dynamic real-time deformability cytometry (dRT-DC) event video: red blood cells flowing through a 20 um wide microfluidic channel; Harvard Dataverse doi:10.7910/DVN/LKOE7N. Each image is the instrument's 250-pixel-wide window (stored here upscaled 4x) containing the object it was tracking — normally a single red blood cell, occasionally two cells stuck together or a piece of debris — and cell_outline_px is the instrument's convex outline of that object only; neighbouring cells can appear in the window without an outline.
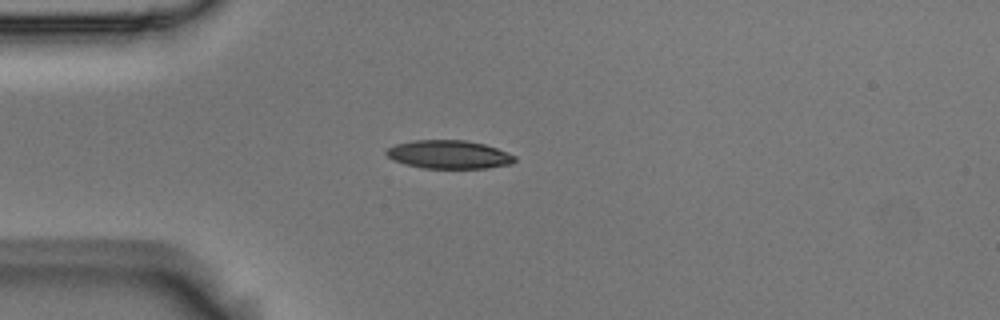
{"species": "Egyptian fruit bat (a non-hibernating species)", "species_latin": "Rousettus aegyptiacus", "temperature_condition": "room temperature", "stored_images_in_passage": 41, "camera_frame_rate_fps": 3000, "um_per_image_px": 0.085, "animal": {"sex": "male"}, "frame": {"image": 1, "passage_image": 1, "time_ms": 0.0, "image_size_px": [1000, 320], "cell_outline_px": [[516, 160], [512, 164], [488, 168], [424, 168], [404, 164], [388, 156], [384, 152], [388, 148], [396, 144], [412, 140], [464, 140], [484, 144], [496, 148], [516, 156]], "centroid_in_image_um": [38.17, 13.13], "position_along_channel_um": 46.8, "area_um2": 21.15}}
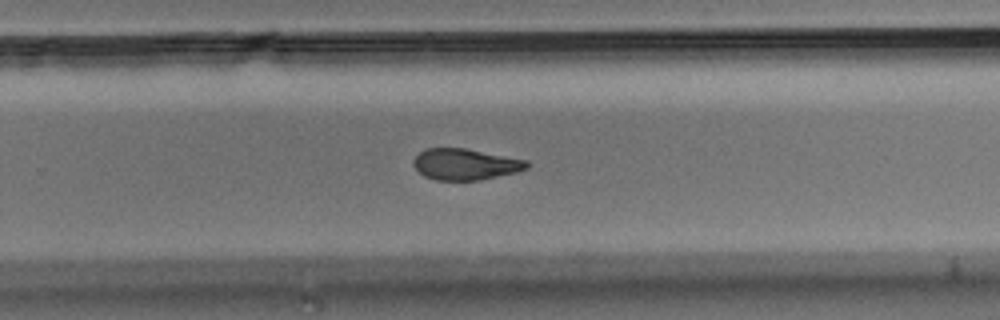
{"frame": {"image": 2, "passage_image": 22, "time_ms": 7.0, "image_size_px": [1000, 320], "cell_outline_px": [[528, 168], [516, 172], [480, 180], [436, 180], [424, 176], [412, 164], [412, 160], [424, 148], [464, 148], [528, 160]], "centroid_in_image_um": [39.53, 13.96], "position_along_channel_um": 290.3, "area_um2": 20.58}}
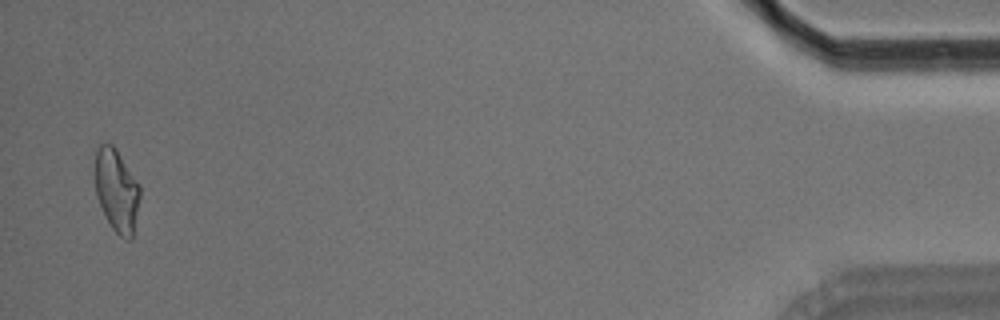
{"frame": {"image": 3, "passage_image": 40, "time_ms": 13.0, "image_size_px": [1000, 320], "cell_outline_px": [[140, 196], [132, 236], [128, 240], [124, 240], [112, 228], [96, 196], [96, 152], [100, 144], [112, 144], [116, 148], [140, 184]], "centroid_in_image_um": [9.93, 16.17], "position_along_channel_um": 425.3, "area_um2": 21.33}, "authors_computed_cell_mechanics": {"area_um2": 21.7328, "velocity_mm_per_s": 3.6797, "shape_relaxation_time_tau1_ms": 6.6763, "shape_relaxation_time_tau2_ms": 4.2867, "deformation_change_tau1": 0.1624, "deformation_change_tau2": 0.1176}}